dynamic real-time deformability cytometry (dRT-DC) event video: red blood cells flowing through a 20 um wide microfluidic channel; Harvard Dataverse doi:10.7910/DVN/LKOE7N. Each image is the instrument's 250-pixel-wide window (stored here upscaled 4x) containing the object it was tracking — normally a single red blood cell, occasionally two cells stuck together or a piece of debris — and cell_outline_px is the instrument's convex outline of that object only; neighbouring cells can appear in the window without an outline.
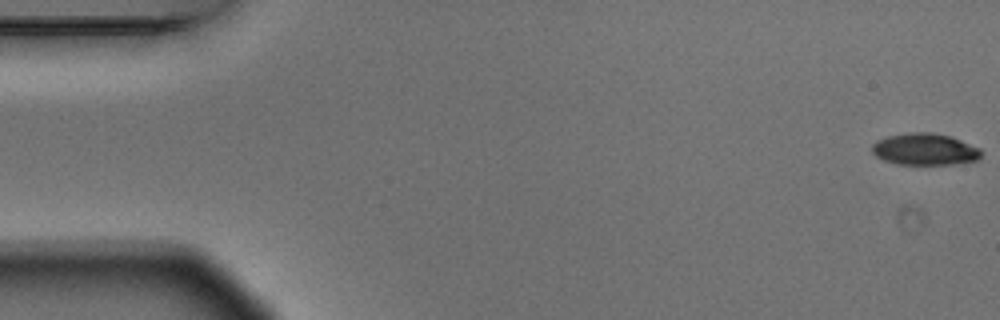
{"species": "Egyptian fruit bat (a non-hibernating species)", "species_latin": "Rousettus aegyptiacus", "temperature_condition": "warm", "stored_images_in_passage": 5, "camera_frame_rate_fps": 3000, "um_per_image_px": 0.085, "animal": {"sex": "male"}, "frame": {"image": 1, "passage_image": 1, "time_ms": 0.0, "image_size_px": [1000, 320], "cell_outline_px": [[984, 152], [980, 160], [956, 164], [896, 164], [884, 160], [876, 156], [872, 152], [872, 144], [876, 140], [888, 136], [908, 132], [932, 132], [952, 136], [980, 148]], "centroid_in_image_um": [78.65, 12.68], "position_along_channel_um": 6.3, "area_um2": 20.58}}
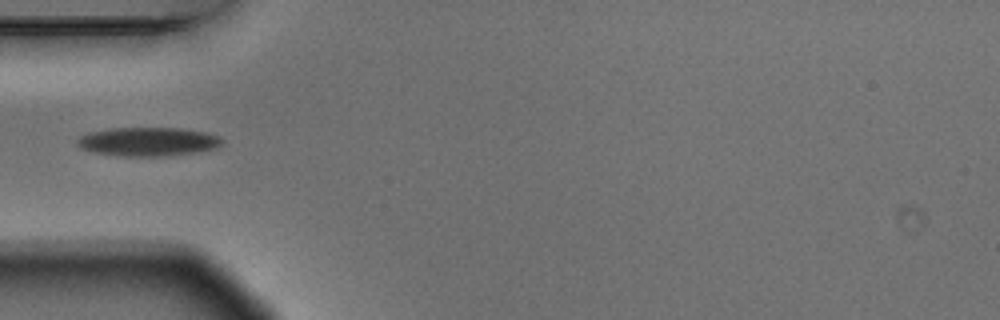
{"frame": {"image": 2, "passage_image": 5, "time_ms": 1.333, "image_size_px": [1000, 320], "cell_outline_px": [[224, 140], [216, 148], [192, 152], [164, 156], [120, 156], [96, 152], [80, 148], [76, 144], [76, 140], [80, 136], [88, 132], [112, 128], [180, 128], [208, 132], [220, 136]], "centroid_in_image_um": [12.57, 12.03], "position_along_channel_um": 72.4, "area_um2": 24.28}}